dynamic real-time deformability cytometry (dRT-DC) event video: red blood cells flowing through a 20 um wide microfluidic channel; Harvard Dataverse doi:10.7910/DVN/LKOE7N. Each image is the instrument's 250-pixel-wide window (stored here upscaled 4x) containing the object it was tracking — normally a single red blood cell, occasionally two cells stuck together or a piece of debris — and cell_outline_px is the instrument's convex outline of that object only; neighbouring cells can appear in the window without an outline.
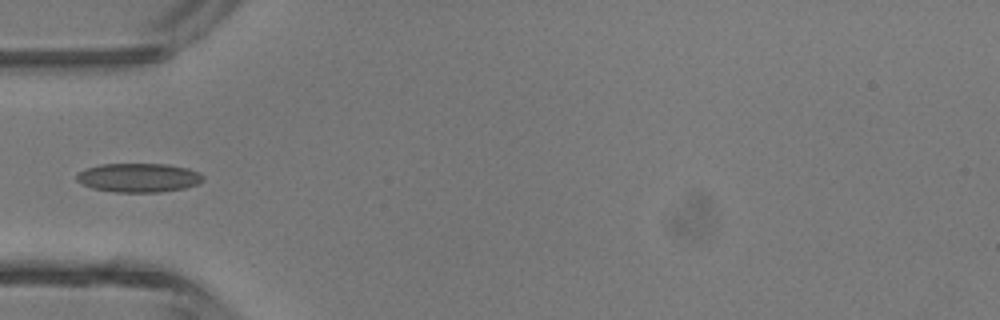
{"species": "common noctule bat (a hibernating species)", "species_latin": "Nyctalus noctula", "temperature_condition": "room temperature", "stored_images_in_passage": 5, "camera_frame_rate_fps": 3000, "um_per_image_px": 0.085, "animal": {"sex": "male", "body_mass_g": 13.3}, "frame": {"image": 1, "passage_image": 4, "time_ms": 1.0, "image_size_px": [1000, 320], "cell_outline_px": [[204, 180], [196, 184], [184, 188], [160, 192], [116, 192], [92, 188], [76, 180], [76, 172], [100, 164], [168, 164], [188, 168], [204, 176]], "centroid_in_image_um": [11.77, 15.1], "position_along_channel_um": 73.2, "area_um2": 21.27}}
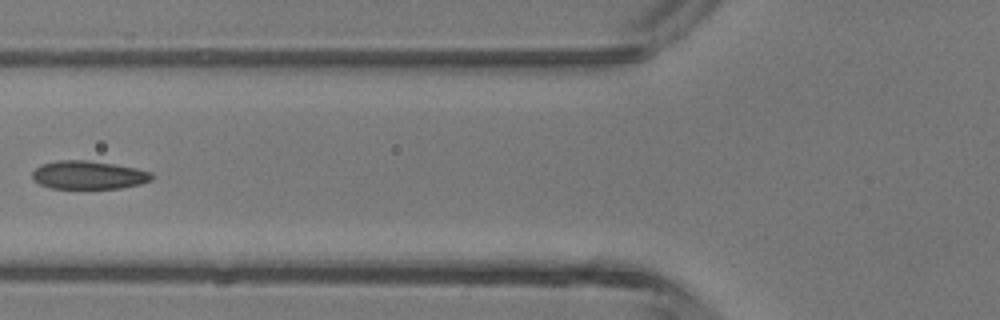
{"frame": {"image": 2, "passage_image": 5, "time_ms": 1.333, "image_size_px": [1000, 320], "cell_outline_px": [[152, 180], [140, 184], [120, 188], [48, 188], [32, 180], [32, 172], [40, 164], [60, 160], [84, 160], [112, 164], [136, 168], [152, 172]], "centroid_in_image_um": [7.49, 14.88], "position_along_channel_um": 118.3, "area_um2": 19.65}}